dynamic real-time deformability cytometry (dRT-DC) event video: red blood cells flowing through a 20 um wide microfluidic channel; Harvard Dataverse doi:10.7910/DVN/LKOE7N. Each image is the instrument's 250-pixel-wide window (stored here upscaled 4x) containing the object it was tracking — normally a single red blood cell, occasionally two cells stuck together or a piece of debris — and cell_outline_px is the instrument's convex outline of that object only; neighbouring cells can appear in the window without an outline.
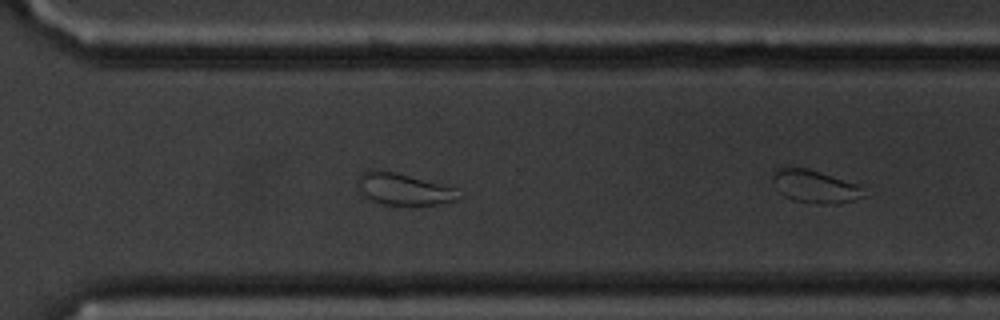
{"species": "common noctule bat (a hibernating species)", "species_latin": "Nyctalus noctula", "temperature_condition": "cold", "stored_images_in_passage": 23, "segment_of_instrument_passage": [2, 2], "camera_frame_rate_fps": 3000, "um_per_image_px": 0.085, "animal": {"sex": "male", "body_mass_g": 20.1, "forearm_length_mm": 53.5}, "frame": {"image": 1, "passage_image": 23, "time_ms": 7.333, "image_size_px": [1000, 320], "cell_outline_px": [[868, 196], [852, 200], [832, 204], [816, 204], [792, 200], [784, 196], [776, 188], [772, 180], [772, 168], [808, 168], [860, 184]], "centroid_in_image_um": [69.28, 15.85], "position_along_channel_um": 301.3, "area_um2": 17.74}}